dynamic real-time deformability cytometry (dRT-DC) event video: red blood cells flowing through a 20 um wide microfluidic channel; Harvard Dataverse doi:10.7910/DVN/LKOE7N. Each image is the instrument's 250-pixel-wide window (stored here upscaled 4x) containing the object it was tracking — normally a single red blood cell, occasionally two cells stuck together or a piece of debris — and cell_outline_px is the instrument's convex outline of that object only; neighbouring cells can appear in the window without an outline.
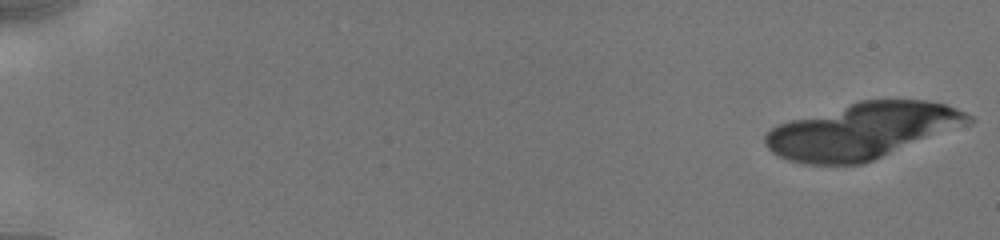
{"species": "human", "species_latin": "Homo sapiens", "temperature_condition": "cold", "stored_images_in_passage": 20, "camera_frame_rate_fps": 3000, "um_per_image_px": 0.085, "donor": {"sex": "male"}, "frame": {"image": 1, "passage_image": 1, "time_ms": 0.0, "image_size_px": [1000, 240], "cell_outline_px": [[976, 120], [972, 124], [864, 164], [804, 164], [788, 160], [772, 152], [764, 144], [764, 136], [772, 128], [780, 124], [792, 120], [860, 100], [928, 100], [944, 104], [956, 108], [972, 116]], "centroid_in_image_um": [73.39, 11.13], "position_along_channel_um": 11.6, "area_um2": 66.3}}